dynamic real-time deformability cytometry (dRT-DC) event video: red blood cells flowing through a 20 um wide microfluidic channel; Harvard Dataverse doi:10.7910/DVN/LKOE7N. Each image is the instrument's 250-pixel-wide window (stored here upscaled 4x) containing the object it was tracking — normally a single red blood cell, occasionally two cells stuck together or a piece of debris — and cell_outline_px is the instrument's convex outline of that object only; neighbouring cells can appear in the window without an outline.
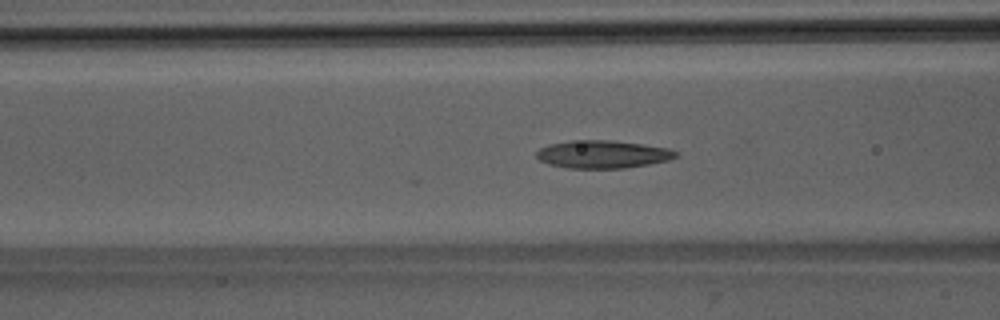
{"species": "Egyptian fruit bat (a non-hibernating species)", "species_latin": "Rousettus aegyptiacus", "temperature_condition": "room temperature", "stored_images_in_passage": 52, "segment_of_instrument_passage": [1, 2], "camera_frame_rate_fps": 3000, "um_per_image_px": 0.085, "animal": {"sex": "male"}, "frame": {"image": 1, "passage_image": 20, "time_ms": 6.333, "image_size_px": [1000, 320], "cell_outline_px": [[680, 156], [668, 160], [648, 164], [624, 168], [568, 168], [548, 164], [540, 160], [536, 156], [536, 152], [540, 148], [548, 144], [572, 140], [612, 140], [668, 148], [676, 152]], "centroid_in_image_um": [51.2, 13.11], "position_along_channel_um": 115.4, "area_um2": 22.54}}
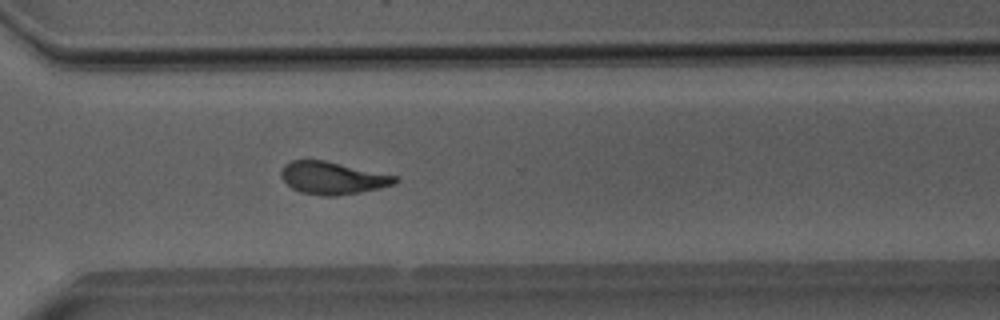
{"frame": {"image": 2, "passage_image": 37, "time_ms": 12.0, "image_size_px": [1000, 320], "cell_outline_px": [[400, 180], [392, 184], [380, 188], [360, 192], [336, 196], [324, 196], [300, 192], [292, 188], [280, 176], [280, 172], [284, 164], [292, 160], [324, 160], [396, 176]], "centroid_in_image_um": [28.23, 15.13], "position_along_channel_um": 342.4, "area_um2": 21.39}}
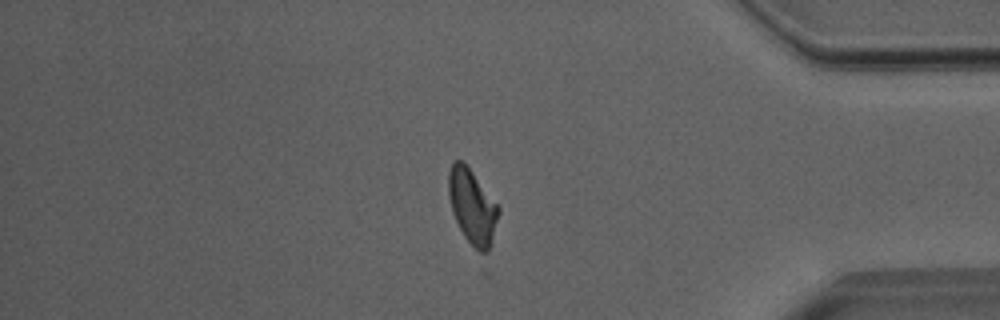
{"frame": {"image": 3, "passage_image": 43, "time_ms": 14.0, "image_size_px": [1000, 320], "cell_outline_px": [[500, 212], [492, 244], [488, 252], [480, 252], [464, 236], [452, 212], [448, 192], [448, 172], [452, 160], [460, 160], [472, 172], [500, 208]], "centroid_in_image_um": [40.15, 17.56], "position_along_channel_um": 395.1, "area_um2": 21.5}}